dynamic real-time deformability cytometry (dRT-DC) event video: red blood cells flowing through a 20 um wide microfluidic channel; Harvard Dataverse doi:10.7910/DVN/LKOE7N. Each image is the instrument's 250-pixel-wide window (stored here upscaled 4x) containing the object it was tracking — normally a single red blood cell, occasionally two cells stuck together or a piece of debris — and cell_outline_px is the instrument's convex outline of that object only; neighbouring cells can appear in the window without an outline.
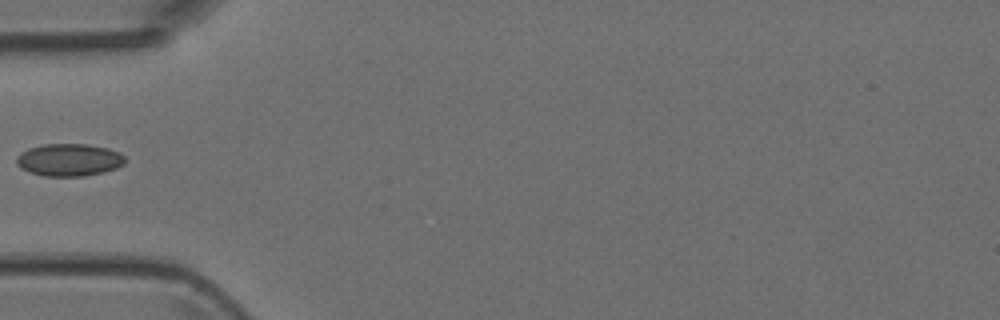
{"species": "Egyptian fruit bat (a non-hibernating species)", "species_latin": "Rousettus aegyptiacus", "temperature_condition": "room temperature", "stored_images_in_passage": 2, "camera_frame_rate_fps": 3000, "um_per_image_px": 0.085, "animal": {"sex": "female"}, "frame": {"image": 1, "passage_image": 2, "time_ms": 0.333, "image_size_px": [1000, 320], "cell_outline_px": [[124, 164], [116, 168], [104, 172], [84, 176], [44, 176], [28, 172], [20, 168], [16, 164], [16, 156], [20, 152], [28, 148], [44, 144], [88, 144], [108, 148], [120, 152], [124, 156]], "centroid_in_image_um": [5.84, 13.59], "position_along_channel_um": 79.2, "area_um2": 20.75}}